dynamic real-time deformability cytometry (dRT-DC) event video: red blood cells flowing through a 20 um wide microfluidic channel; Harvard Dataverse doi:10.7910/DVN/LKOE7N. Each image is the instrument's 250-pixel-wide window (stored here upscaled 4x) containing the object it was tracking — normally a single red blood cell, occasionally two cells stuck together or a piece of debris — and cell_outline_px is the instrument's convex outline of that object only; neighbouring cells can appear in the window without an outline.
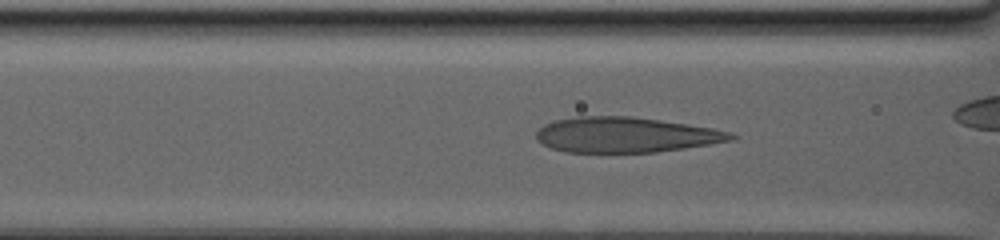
{"species": "human", "species_latin": "Homo sapiens", "temperature_condition": "warm", "stored_images_in_passage": 53, "camera_frame_rate_fps": 3000, "um_per_image_px": 0.085, "donor": {"sex": "male"}, "frame": {"image": 1, "passage_image": 25, "time_ms": 8.0, "image_size_px": [1000, 240], "cell_outline_px": [[740, 136], [732, 140], [712, 144], [656, 152], [564, 152], [552, 148], [536, 140], [536, 132], [544, 124], [556, 120], [576, 116], [632, 116], [712, 128], [732, 132]], "centroid_in_image_um": [53.19, 11.46], "position_along_channel_um": 113.4, "area_um2": 40.06}}
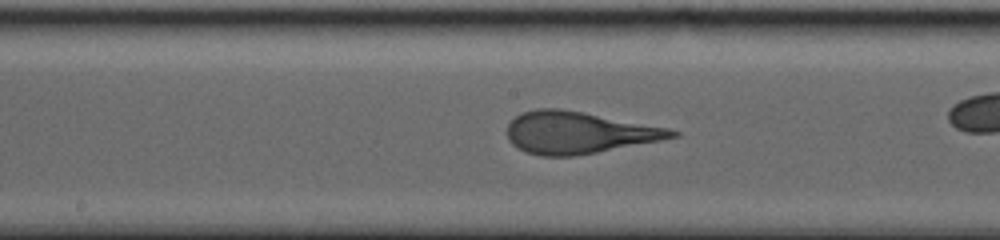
{"frame": {"image": 2, "passage_image": 35, "time_ms": 11.333, "image_size_px": [1000, 240], "cell_outline_px": [[680, 136], [660, 140], [576, 156], [540, 156], [524, 152], [516, 148], [508, 140], [508, 124], [520, 112], [536, 108], [560, 108], [668, 128], [680, 132]], "centroid_in_image_um": [49.12, 11.28], "position_along_channel_um": 199.1, "area_um2": 40.11}}
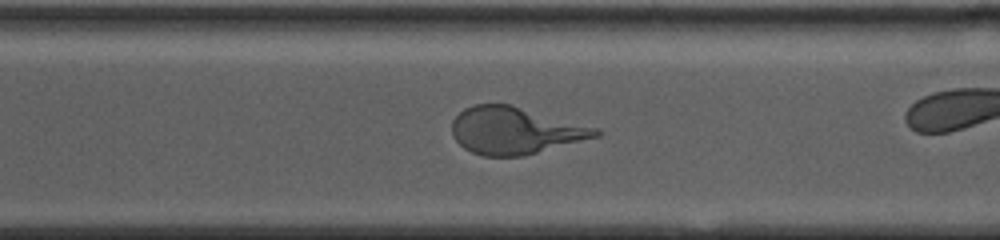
{"frame": {"image": 3, "passage_image": 50, "time_ms": 16.333, "image_size_px": [1000, 240], "cell_outline_px": [[600, 136], [524, 156], [484, 156], [472, 152], [464, 148], [452, 136], [452, 120], [464, 108], [476, 104], [512, 104], [596, 128], [600, 132]], "centroid_in_image_um": [43.75, 11.1], "position_along_channel_um": 326.9, "area_um2": 39.3}}